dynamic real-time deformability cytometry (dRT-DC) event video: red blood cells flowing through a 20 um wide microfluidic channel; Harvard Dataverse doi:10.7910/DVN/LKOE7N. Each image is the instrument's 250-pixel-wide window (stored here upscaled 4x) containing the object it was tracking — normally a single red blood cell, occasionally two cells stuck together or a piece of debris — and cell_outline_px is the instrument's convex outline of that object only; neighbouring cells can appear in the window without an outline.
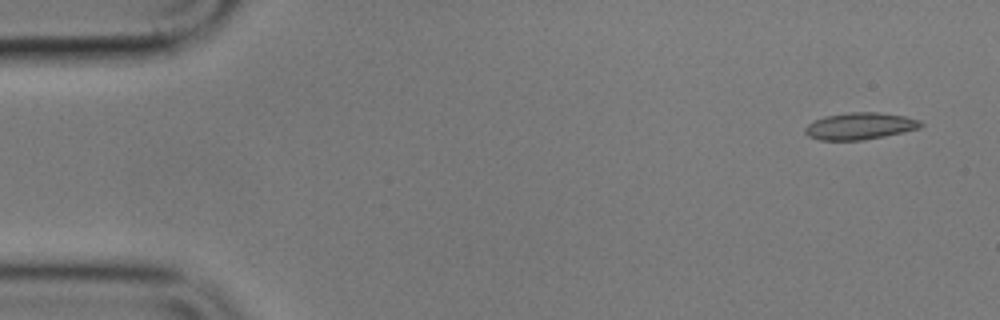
{"species": "common noctule bat (a hibernating species)", "species_latin": "Nyctalus noctula", "temperature_condition": "cold", "stored_images_in_passage": 4, "camera_frame_rate_fps": 3000, "um_per_image_px": 0.085, "animal": {"sex": "male", "body_mass_g": 17.9}, "frame": {"image": 1, "passage_image": 1, "time_ms": 0.0, "image_size_px": [1000, 320], "cell_outline_px": [[924, 124], [920, 128], [904, 132], [864, 140], [820, 140], [808, 136], [804, 132], [804, 128], [808, 124], [824, 116], [848, 112], [880, 112], [904, 116], [920, 120]], "centroid_in_image_um": [73.1, 10.71], "position_along_channel_um": 11.9, "area_um2": 18.21}}
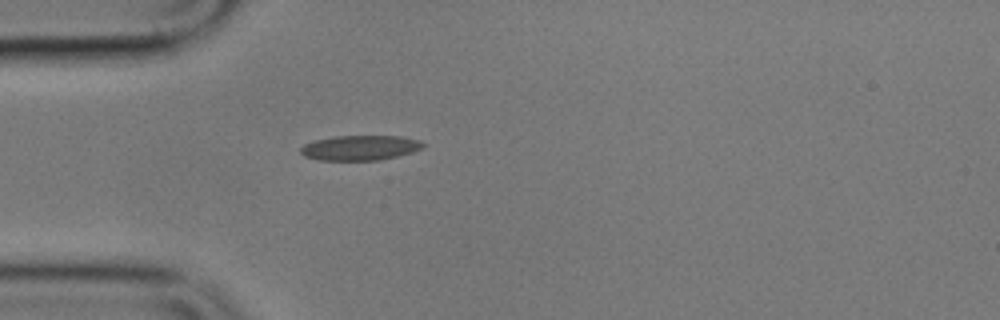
{"frame": {"image": 2, "passage_image": 4, "time_ms": 4.333, "image_size_px": [1000, 320], "cell_outline_px": [[424, 148], [412, 152], [380, 160], [316, 160], [304, 156], [300, 152], [300, 148], [304, 144], [316, 140], [332, 136], [400, 136], [420, 140], [424, 144]], "centroid_in_image_um": [30.6, 12.56], "position_along_channel_um": 54.4, "area_um2": 17.86}}